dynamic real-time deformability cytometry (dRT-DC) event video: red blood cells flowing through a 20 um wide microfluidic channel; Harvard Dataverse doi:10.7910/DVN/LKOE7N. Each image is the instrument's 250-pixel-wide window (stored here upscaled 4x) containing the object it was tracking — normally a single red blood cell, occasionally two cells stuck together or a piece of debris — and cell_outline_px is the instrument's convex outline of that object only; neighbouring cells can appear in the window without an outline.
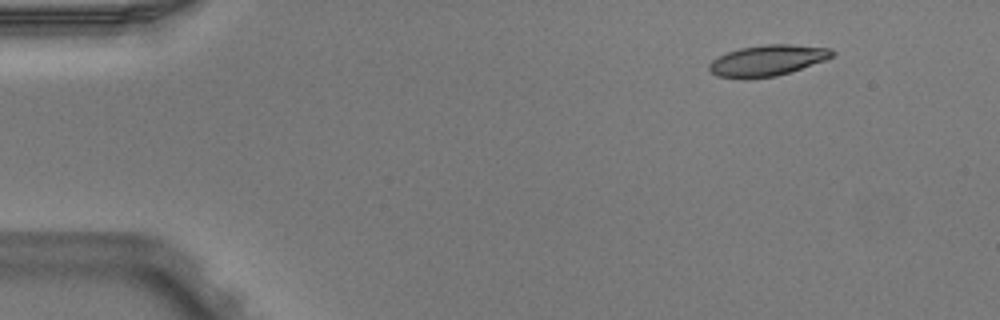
{"species": "Egyptian fruit bat (a non-hibernating species)", "species_latin": "Rousettus aegyptiacus", "temperature_condition": "warm", "stored_images_in_passage": 5, "segment_of_instrument_passage": [2, 2], "camera_frame_rate_fps": 3000, "um_per_image_px": 0.085, "animal": {"sex": "male"}, "frame": {"image": 1, "passage_image": 5, "time_ms": 1.333, "image_size_px": [1000, 320], "cell_outline_px": [[836, 52], [832, 56], [824, 60], [776, 76], [744, 80], [716, 76], [708, 68], [708, 64], [712, 60], [728, 52], [740, 48], [764, 44], [788, 44], [828, 48]], "centroid_in_image_um": [65.16, 5.15], "position_along_channel_um": 19.8, "area_um2": 22.08}}